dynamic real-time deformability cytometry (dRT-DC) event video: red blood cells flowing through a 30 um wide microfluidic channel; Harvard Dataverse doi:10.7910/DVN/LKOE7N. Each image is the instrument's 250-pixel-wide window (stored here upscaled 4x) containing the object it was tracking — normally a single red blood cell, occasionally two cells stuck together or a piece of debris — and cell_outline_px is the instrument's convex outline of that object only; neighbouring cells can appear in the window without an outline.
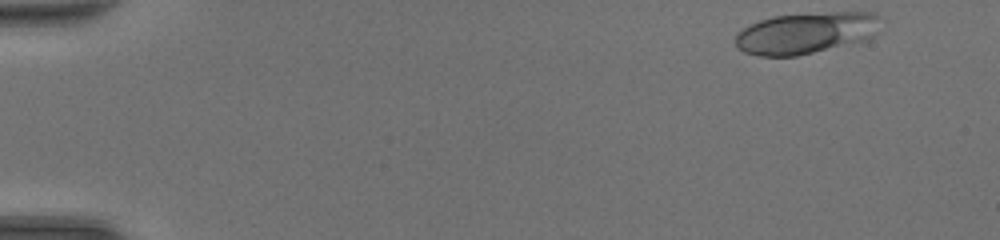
{"species": "common noctule bat (a hibernating species)", "species_latin": "Nyctalus noctula", "temperature_condition": "room temperature", "stored_images_in_passage": 44, "camera_frame_rate_fps": 3000, "um_per_image_px": 0.085, "animal": {"sex": "female", "body_mass_g": 20.0, "forearm_length_mm": 54.0}, "frame": {"image": 1, "passage_image": 1, "time_ms": 0.0, "image_size_px": [1000, 240], "cell_outline_px": [[880, 32], [868, 40], [796, 56], [760, 56], [744, 52], [736, 48], [736, 32], [760, 20], [772, 16], [832, 12], [876, 12], [880, 16]], "centroid_in_image_um": [68.57, 2.8], "position_along_channel_um": 16.4, "area_um2": 35.43}}